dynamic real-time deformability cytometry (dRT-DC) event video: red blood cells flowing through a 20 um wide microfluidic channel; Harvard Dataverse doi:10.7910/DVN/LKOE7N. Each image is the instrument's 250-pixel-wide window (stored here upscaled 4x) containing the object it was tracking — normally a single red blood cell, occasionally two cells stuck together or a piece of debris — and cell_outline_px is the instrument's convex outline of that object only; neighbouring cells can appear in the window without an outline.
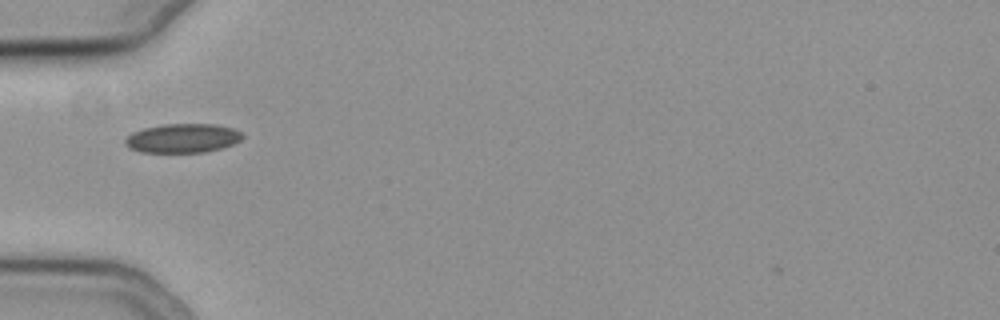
{"species": "common noctule bat (a hibernating species)", "species_latin": "Nyctalus noctula", "temperature_condition": "cold", "stored_images_in_passage": 38, "camera_frame_rate_fps": 3000, "um_per_image_px": 0.085, "animal": {"sex": "female", "body_mass_g": 19.3, "forearm_length_mm": 54.1}, "frame": {"image": 1, "passage_image": 1, "time_ms": 0.0, "image_size_px": [1000, 320], "cell_outline_px": [[244, 136], [240, 140], [232, 144], [220, 148], [204, 152], [140, 152], [124, 144], [124, 140], [132, 132], [144, 128], [164, 124], [216, 124], [232, 128], [244, 132]], "centroid_in_image_um": [15.54, 11.74], "position_along_channel_um": 69.5, "area_um2": 19.83}}
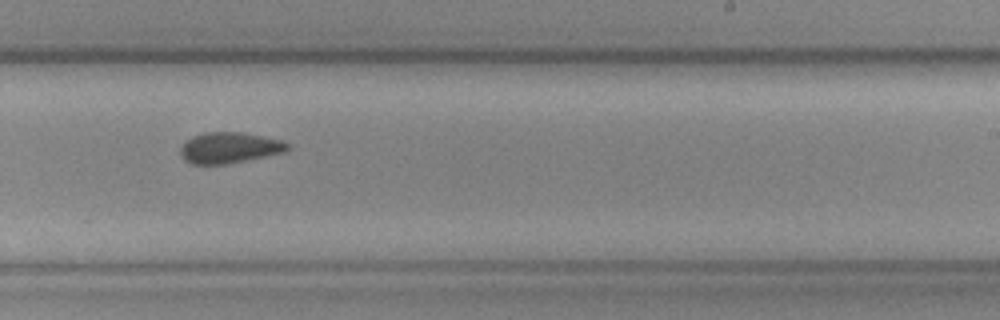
{"frame": {"image": 2, "passage_image": 17, "time_ms": 5.333, "image_size_px": [1000, 320], "cell_outline_px": [[288, 148], [284, 152], [224, 164], [192, 164], [184, 160], [180, 152], [180, 148], [184, 140], [204, 132], [240, 132], [280, 140], [288, 144]], "centroid_in_image_um": [19.42, 12.55], "position_along_channel_um": 269.6, "area_um2": 18.96}}
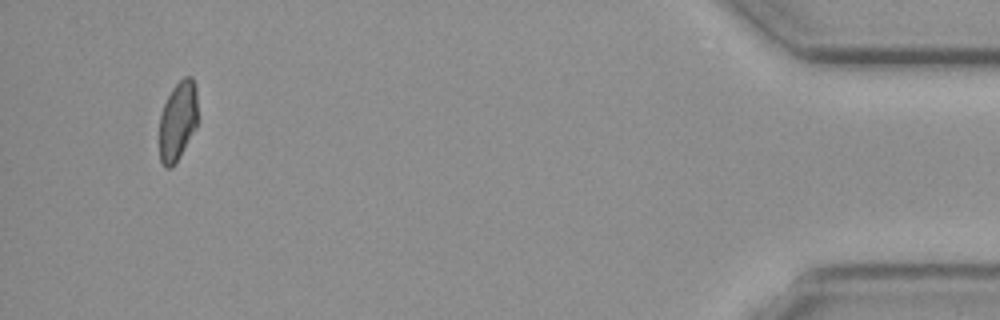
{"frame": {"image": 3, "passage_image": 35, "time_ms": 11.333, "image_size_px": [1000, 320], "cell_outline_px": [[196, 128], [180, 156], [172, 168], [164, 168], [160, 160], [160, 116], [164, 104], [172, 88], [184, 76], [192, 76], [196, 84]], "centroid_in_image_um": [15.11, 10.28], "position_along_channel_um": 420.1, "area_um2": 17.69}, "authors_computed_cell_mechanics": {"area_um2": 19.3052, "velocity_mm_per_s": 3.7641, "shape_relaxation_time_tau1_ms": null, "shape_relaxation_time_tau2_ms": 2.884, "deformation_change_tau1": null, "deformation_change_tau2": 0.0745}}